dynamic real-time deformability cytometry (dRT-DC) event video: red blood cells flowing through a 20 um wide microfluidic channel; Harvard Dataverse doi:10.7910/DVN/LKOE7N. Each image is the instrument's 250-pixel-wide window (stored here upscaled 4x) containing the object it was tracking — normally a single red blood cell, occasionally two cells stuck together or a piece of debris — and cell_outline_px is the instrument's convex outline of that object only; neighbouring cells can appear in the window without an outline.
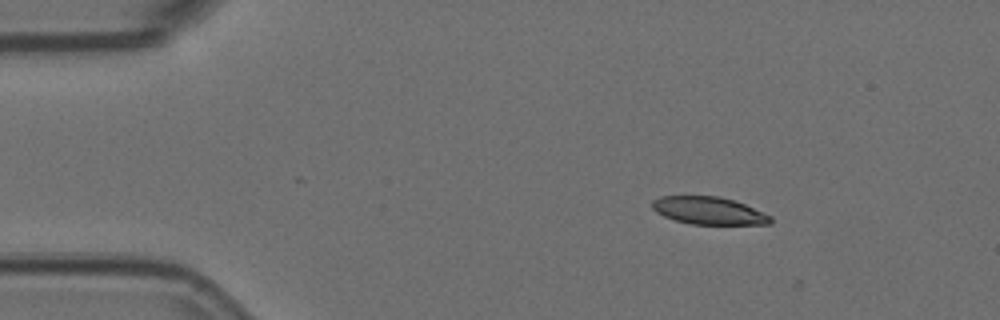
{"species": "Egyptian fruit bat (a non-hibernating species)", "species_latin": "Rousettus aegyptiacus", "temperature_condition": "room temperature", "stored_images_in_passage": 5, "camera_frame_rate_fps": 3000, "um_per_image_px": 0.085, "animal": {"sex": "female"}, "frame": {"image": 1, "passage_image": 3, "time_ms": 0.667, "image_size_px": [1000, 320], "cell_outline_px": [[772, 224], [692, 224], [676, 220], [664, 216], [656, 212], [652, 208], [652, 200], [660, 196], [720, 196], [744, 204], [772, 216]], "centroid_in_image_um": [60.24, 17.9], "position_along_channel_um": 24.8, "area_um2": 18.9}}